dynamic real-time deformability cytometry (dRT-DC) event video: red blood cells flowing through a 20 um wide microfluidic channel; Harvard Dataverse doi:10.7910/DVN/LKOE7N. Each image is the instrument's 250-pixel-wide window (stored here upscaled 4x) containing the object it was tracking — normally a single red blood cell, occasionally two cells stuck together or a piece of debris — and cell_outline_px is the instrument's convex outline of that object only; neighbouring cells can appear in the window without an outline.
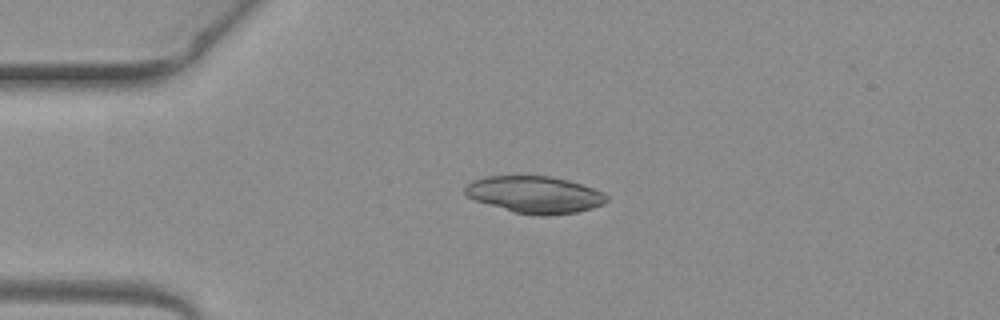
{"species": "common noctule bat (a hibernating species)", "species_latin": "Nyctalus noctula", "temperature_condition": "warm", "stored_images_in_passage": 6, "camera_frame_rate_fps": 3000, "um_per_image_px": 0.085, "animal": {"sex": "female", "body_mass_g": 19.3, "forearm_length_mm": 54.1}, "frame": {"image": 1, "passage_image": 3, "time_ms": 0.667, "image_size_px": [1000, 320], "cell_outline_px": [[608, 200], [604, 204], [592, 208], [576, 212], [540, 216], [516, 212], [476, 200], [468, 196], [464, 192], [464, 188], [472, 180], [488, 176], [548, 176], [568, 180], [604, 192], [608, 196]], "centroid_in_image_um": [45.49, 16.53], "position_along_channel_um": 39.5, "area_um2": 30.11}}